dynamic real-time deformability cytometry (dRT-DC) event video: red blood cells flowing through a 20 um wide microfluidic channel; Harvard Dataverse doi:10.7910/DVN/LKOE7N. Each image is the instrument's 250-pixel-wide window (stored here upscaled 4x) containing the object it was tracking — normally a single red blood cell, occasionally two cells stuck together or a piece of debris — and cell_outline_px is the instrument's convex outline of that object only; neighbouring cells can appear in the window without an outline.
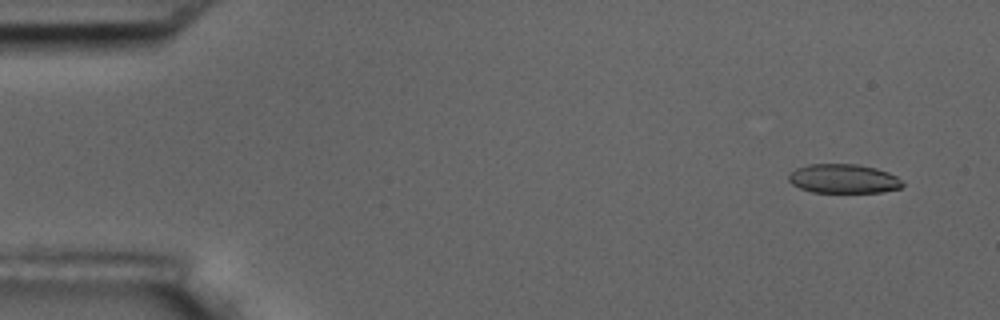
{"species": "common noctule bat (a hibernating species)", "species_latin": "Nyctalus noctula", "temperature_condition": "room temperature", "stored_images_in_passage": 5, "camera_frame_rate_fps": 3000, "um_per_image_px": 0.085, "animal": {"sex": "male", "body_mass_g": 17.5, "forearm_length_mm": 52.3}, "frame": {"image": 1, "passage_image": 1, "time_ms": 0.0, "image_size_px": [1000, 320], "cell_outline_px": [[904, 184], [900, 188], [880, 192], [812, 192], [800, 188], [792, 184], [788, 180], [788, 176], [796, 168], [808, 164], [856, 164], [876, 168], [888, 172], [896, 176]], "centroid_in_image_um": [71.68, 15.18], "position_along_channel_um": 13.3, "area_um2": 19.25}}